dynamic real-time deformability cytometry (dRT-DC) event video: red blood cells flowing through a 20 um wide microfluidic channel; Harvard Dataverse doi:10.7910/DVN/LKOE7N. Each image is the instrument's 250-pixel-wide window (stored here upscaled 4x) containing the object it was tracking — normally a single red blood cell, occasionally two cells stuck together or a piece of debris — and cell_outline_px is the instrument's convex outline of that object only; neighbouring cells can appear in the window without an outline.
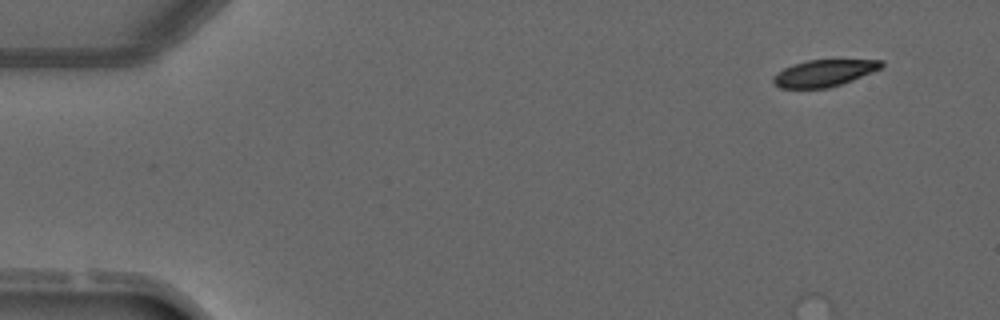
{"species": "common noctule bat (a hibernating species)", "species_latin": "Nyctalus noctula", "temperature_condition": "warm", "stored_images_in_passage": 3, "camera_frame_rate_fps": 3000, "um_per_image_px": 0.085, "animal": {"sex": "male", "forearm_length_mm": 52.5}, "frame": {"image": 1, "passage_image": 1, "time_ms": 0.0, "image_size_px": [1000, 320], "cell_outline_px": [[884, 64], [880, 68], [872, 72], [852, 80], [828, 88], [780, 88], [772, 80], [772, 76], [784, 68], [808, 60], [884, 60]], "centroid_in_image_um": [70.04, 6.21], "position_along_channel_um": 15.0, "area_um2": 16.59}}